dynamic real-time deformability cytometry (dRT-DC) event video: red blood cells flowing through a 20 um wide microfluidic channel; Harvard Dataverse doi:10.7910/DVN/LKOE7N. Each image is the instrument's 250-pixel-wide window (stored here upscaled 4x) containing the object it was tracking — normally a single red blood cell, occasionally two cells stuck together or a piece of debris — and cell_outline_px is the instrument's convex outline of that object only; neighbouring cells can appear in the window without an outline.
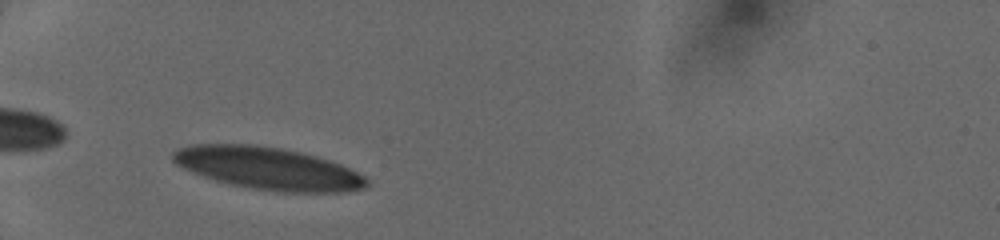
{"species": "human", "species_latin": "Homo sapiens", "temperature_condition": "cold", "stored_images_in_passage": 8, "camera_frame_rate_fps": 3000, "um_per_image_px": 0.085, "donor": {"sex": "female"}, "frame": {"image": 1, "passage_image": 3, "time_ms": 0.667, "image_size_px": [1000, 240], "cell_outline_px": [[368, 184], [364, 188], [348, 192], [276, 192], [252, 188], [232, 184], [216, 180], [192, 172], [176, 164], [172, 160], [172, 152], [180, 148], [192, 144], [256, 144], [280, 148], [300, 152], [316, 156], [340, 164], [364, 176], [368, 180]], "centroid_in_image_um": [22.78, 14.31], "position_along_channel_um": 62.2, "area_um2": 47.63}}
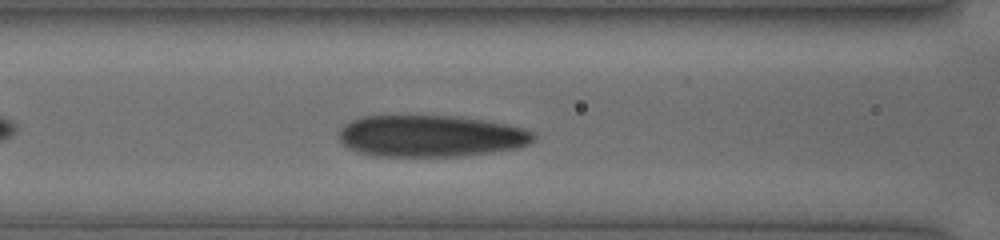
{"frame": {"image": 2, "passage_image": 8, "time_ms": 2.667, "image_size_px": [1000, 240], "cell_outline_px": [[536, 136], [528, 144], [516, 148], [492, 152], [464, 156], [372, 156], [348, 148], [340, 140], [340, 128], [344, 124], [352, 120], [364, 116], [448, 116], [484, 120], [508, 124], [524, 128], [532, 132]], "centroid_in_image_um": [36.61, 11.57], "position_along_channel_um": 130.0, "area_um2": 47.16}}